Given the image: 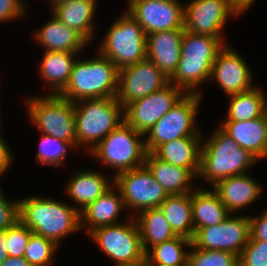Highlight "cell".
I'll use <instances>...</instances> for the list:
<instances>
[{
    "label": "cell",
    "mask_w": 267,
    "mask_h": 266,
    "mask_svg": "<svg viewBox=\"0 0 267 266\" xmlns=\"http://www.w3.org/2000/svg\"><path fill=\"white\" fill-rule=\"evenodd\" d=\"M19 220L33 234L60 247L69 234L80 232V213L73 205L52 198L28 196L19 199Z\"/></svg>",
    "instance_id": "6da1fadb"
},
{
    "label": "cell",
    "mask_w": 267,
    "mask_h": 266,
    "mask_svg": "<svg viewBox=\"0 0 267 266\" xmlns=\"http://www.w3.org/2000/svg\"><path fill=\"white\" fill-rule=\"evenodd\" d=\"M225 38L190 33L184 30L180 60L169 83L186 94H200L199 86L210 82L212 66L217 54L226 45ZM199 89V90H198Z\"/></svg>",
    "instance_id": "7a4b0ae2"
},
{
    "label": "cell",
    "mask_w": 267,
    "mask_h": 266,
    "mask_svg": "<svg viewBox=\"0 0 267 266\" xmlns=\"http://www.w3.org/2000/svg\"><path fill=\"white\" fill-rule=\"evenodd\" d=\"M257 162L254 155L217 127L202 140L197 178H203L211 188L222 179L249 173Z\"/></svg>",
    "instance_id": "3957f363"
},
{
    "label": "cell",
    "mask_w": 267,
    "mask_h": 266,
    "mask_svg": "<svg viewBox=\"0 0 267 266\" xmlns=\"http://www.w3.org/2000/svg\"><path fill=\"white\" fill-rule=\"evenodd\" d=\"M117 67L98 51L94 57H77L66 87L58 94L71 102L114 98L118 90Z\"/></svg>",
    "instance_id": "277c9868"
},
{
    "label": "cell",
    "mask_w": 267,
    "mask_h": 266,
    "mask_svg": "<svg viewBox=\"0 0 267 266\" xmlns=\"http://www.w3.org/2000/svg\"><path fill=\"white\" fill-rule=\"evenodd\" d=\"M74 113L77 149L84 147L87 153L124 122V108L116 97L74 102Z\"/></svg>",
    "instance_id": "5b68a950"
},
{
    "label": "cell",
    "mask_w": 267,
    "mask_h": 266,
    "mask_svg": "<svg viewBox=\"0 0 267 266\" xmlns=\"http://www.w3.org/2000/svg\"><path fill=\"white\" fill-rule=\"evenodd\" d=\"M144 134L135 131L125 121L101 140L90 157L113 169L118 174L144 165L146 148Z\"/></svg>",
    "instance_id": "8992f818"
},
{
    "label": "cell",
    "mask_w": 267,
    "mask_h": 266,
    "mask_svg": "<svg viewBox=\"0 0 267 266\" xmlns=\"http://www.w3.org/2000/svg\"><path fill=\"white\" fill-rule=\"evenodd\" d=\"M97 51L118 70L147 58V35L126 11L106 31Z\"/></svg>",
    "instance_id": "52a82bcc"
},
{
    "label": "cell",
    "mask_w": 267,
    "mask_h": 266,
    "mask_svg": "<svg viewBox=\"0 0 267 266\" xmlns=\"http://www.w3.org/2000/svg\"><path fill=\"white\" fill-rule=\"evenodd\" d=\"M30 122L40 133L71 143L77 150L74 103L59 95L25 97Z\"/></svg>",
    "instance_id": "ba28073f"
},
{
    "label": "cell",
    "mask_w": 267,
    "mask_h": 266,
    "mask_svg": "<svg viewBox=\"0 0 267 266\" xmlns=\"http://www.w3.org/2000/svg\"><path fill=\"white\" fill-rule=\"evenodd\" d=\"M128 220L95 228L88 235L114 266H139L145 262L139 227L133 216Z\"/></svg>",
    "instance_id": "9c48e42d"
},
{
    "label": "cell",
    "mask_w": 267,
    "mask_h": 266,
    "mask_svg": "<svg viewBox=\"0 0 267 266\" xmlns=\"http://www.w3.org/2000/svg\"><path fill=\"white\" fill-rule=\"evenodd\" d=\"M202 99L200 94H185L144 135L146 151L153 152L162 143L178 138L202 137V130L195 124Z\"/></svg>",
    "instance_id": "30bf717a"
},
{
    "label": "cell",
    "mask_w": 267,
    "mask_h": 266,
    "mask_svg": "<svg viewBox=\"0 0 267 266\" xmlns=\"http://www.w3.org/2000/svg\"><path fill=\"white\" fill-rule=\"evenodd\" d=\"M114 185L121 192L125 209L134 211L129 214L133 217L142 210L159 207L168 196L145 165L118 174Z\"/></svg>",
    "instance_id": "8fae6325"
},
{
    "label": "cell",
    "mask_w": 267,
    "mask_h": 266,
    "mask_svg": "<svg viewBox=\"0 0 267 266\" xmlns=\"http://www.w3.org/2000/svg\"><path fill=\"white\" fill-rule=\"evenodd\" d=\"M241 14L229 0H190L184 4L183 29L187 32L225 38L224 27Z\"/></svg>",
    "instance_id": "7c38bea8"
},
{
    "label": "cell",
    "mask_w": 267,
    "mask_h": 266,
    "mask_svg": "<svg viewBox=\"0 0 267 266\" xmlns=\"http://www.w3.org/2000/svg\"><path fill=\"white\" fill-rule=\"evenodd\" d=\"M249 239V215L230 214L221 224L199 228L192 245L197 249L222 250L239 256Z\"/></svg>",
    "instance_id": "4fadbf2b"
},
{
    "label": "cell",
    "mask_w": 267,
    "mask_h": 266,
    "mask_svg": "<svg viewBox=\"0 0 267 266\" xmlns=\"http://www.w3.org/2000/svg\"><path fill=\"white\" fill-rule=\"evenodd\" d=\"M169 84V78L148 58L119 70L116 100L127 104L157 92Z\"/></svg>",
    "instance_id": "5bb4252c"
},
{
    "label": "cell",
    "mask_w": 267,
    "mask_h": 266,
    "mask_svg": "<svg viewBox=\"0 0 267 266\" xmlns=\"http://www.w3.org/2000/svg\"><path fill=\"white\" fill-rule=\"evenodd\" d=\"M186 93L169 83L161 90L124 107V121L135 131L146 134Z\"/></svg>",
    "instance_id": "9a60e30c"
},
{
    "label": "cell",
    "mask_w": 267,
    "mask_h": 266,
    "mask_svg": "<svg viewBox=\"0 0 267 266\" xmlns=\"http://www.w3.org/2000/svg\"><path fill=\"white\" fill-rule=\"evenodd\" d=\"M125 9L146 35L183 29L184 5L180 0H133Z\"/></svg>",
    "instance_id": "2e32d148"
},
{
    "label": "cell",
    "mask_w": 267,
    "mask_h": 266,
    "mask_svg": "<svg viewBox=\"0 0 267 266\" xmlns=\"http://www.w3.org/2000/svg\"><path fill=\"white\" fill-rule=\"evenodd\" d=\"M253 77L251 68L240 53L226 44L217 54L210 81H216L223 93L229 96L253 89Z\"/></svg>",
    "instance_id": "e0dca14e"
},
{
    "label": "cell",
    "mask_w": 267,
    "mask_h": 266,
    "mask_svg": "<svg viewBox=\"0 0 267 266\" xmlns=\"http://www.w3.org/2000/svg\"><path fill=\"white\" fill-rule=\"evenodd\" d=\"M261 185L250 173H246L222 179L211 188L218 194L227 210L234 215L260 199L265 189Z\"/></svg>",
    "instance_id": "ac0fdd59"
},
{
    "label": "cell",
    "mask_w": 267,
    "mask_h": 266,
    "mask_svg": "<svg viewBox=\"0 0 267 266\" xmlns=\"http://www.w3.org/2000/svg\"><path fill=\"white\" fill-rule=\"evenodd\" d=\"M67 181L65 194L79 213L114 185L113 177L90 169L73 172Z\"/></svg>",
    "instance_id": "d6986e66"
},
{
    "label": "cell",
    "mask_w": 267,
    "mask_h": 266,
    "mask_svg": "<svg viewBox=\"0 0 267 266\" xmlns=\"http://www.w3.org/2000/svg\"><path fill=\"white\" fill-rule=\"evenodd\" d=\"M219 128L259 161L267 158V112L245 122L222 121Z\"/></svg>",
    "instance_id": "ffe728a7"
},
{
    "label": "cell",
    "mask_w": 267,
    "mask_h": 266,
    "mask_svg": "<svg viewBox=\"0 0 267 266\" xmlns=\"http://www.w3.org/2000/svg\"><path fill=\"white\" fill-rule=\"evenodd\" d=\"M125 209L120 190L113 185L80 212V228L88 235L95 228L120 223ZM120 221V222H119Z\"/></svg>",
    "instance_id": "44dd1931"
},
{
    "label": "cell",
    "mask_w": 267,
    "mask_h": 266,
    "mask_svg": "<svg viewBox=\"0 0 267 266\" xmlns=\"http://www.w3.org/2000/svg\"><path fill=\"white\" fill-rule=\"evenodd\" d=\"M184 29L159 31L147 35V58L168 78L177 69Z\"/></svg>",
    "instance_id": "7402d4cb"
},
{
    "label": "cell",
    "mask_w": 267,
    "mask_h": 266,
    "mask_svg": "<svg viewBox=\"0 0 267 266\" xmlns=\"http://www.w3.org/2000/svg\"><path fill=\"white\" fill-rule=\"evenodd\" d=\"M97 3L98 0H69L54 6L51 13L89 44L96 31Z\"/></svg>",
    "instance_id": "603a6c76"
},
{
    "label": "cell",
    "mask_w": 267,
    "mask_h": 266,
    "mask_svg": "<svg viewBox=\"0 0 267 266\" xmlns=\"http://www.w3.org/2000/svg\"><path fill=\"white\" fill-rule=\"evenodd\" d=\"M51 17L34 34V41L44 51L82 52L89 44L72 28ZM87 45V46H86Z\"/></svg>",
    "instance_id": "cb8c5ba5"
},
{
    "label": "cell",
    "mask_w": 267,
    "mask_h": 266,
    "mask_svg": "<svg viewBox=\"0 0 267 266\" xmlns=\"http://www.w3.org/2000/svg\"><path fill=\"white\" fill-rule=\"evenodd\" d=\"M144 165L167 195L191 193L196 189L193 180L197 178L188 169L162 161L152 152L146 153Z\"/></svg>",
    "instance_id": "d4e9b609"
},
{
    "label": "cell",
    "mask_w": 267,
    "mask_h": 266,
    "mask_svg": "<svg viewBox=\"0 0 267 266\" xmlns=\"http://www.w3.org/2000/svg\"><path fill=\"white\" fill-rule=\"evenodd\" d=\"M203 137H183L162 143L152 153L162 161L188 169L196 178Z\"/></svg>",
    "instance_id": "484cf974"
},
{
    "label": "cell",
    "mask_w": 267,
    "mask_h": 266,
    "mask_svg": "<svg viewBox=\"0 0 267 266\" xmlns=\"http://www.w3.org/2000/svg\"><path fill=\"white\" fill-rule=\"evenodd\" d=\"M43 53V59L39 61V75L50 89L47 93L58 95L69 81L72 67L77 59L75 57L82 52L44 51Z\"/></svg>",
    "instance_id": "4316f807"
},
{
    "label": "cell",
    "mask_w": 267,
    "mask_h": 266,
    "mask_svg": "<svg viewBox=\"0 0 267 266\" xmlns=\"http://www.w3.org/2000/svg\"><path fill=\"white\" fill-rule=\"evenodd\" d=\"M191 201L195 232L202 227L221 224L231 214L212 188L197 187L191 192Z\"/></svg>",
    "instance_id": "83f0119b"
},
{
    "label": "cell",
    "mask_w": 267,
    "mask_h": 266,
    "mask_svg": "<svg viewBox=\"0 0 267 266\" xmlns=\"http://www.w3.org/2000/svg\"><path fill=\"white\" fill-rule=\"evenodd\" d=\"M159 208L177 236L193 239L195 230L191 193L168 195Z\"/></svg>",
    "instance_id": "f1b7e54d"
},
{
    "label": "cell",
    "mask_w": 267,
    "mask_h": 266,
    "mask_svg": "<svg viewBox=\"0 0 267 266\" xmlns=\"http://www.w3.org/2000/svg\"><path fill=\"white\" fill-rule=\"evenodd\" d=\"M260 86L253 89L229 95L226 118L224 121H247L261 117L267 112V97Z\"/></svg>",
    "instance_id": "f546056e"
},
{
    "label": "cell",
    "mask_w": 267,
    "mask_h": 266,
    "mask_svg": "<svg viewBox=\"0 0 267 266\" xmlns=\"http://www.w3.org/2000/svg\"><path fill=\"white\" fill-rule=\"evenodd\" d=\"M134 218L139 227L145 253L151 247L177 236L159 207L142 210Z\"/></svg>",
    "instance_id": "4dcf8cb0"
},
{
    "label": "cell",
    "mask_w": 267,
    "mask_h": 266,
    "mask_svg": "<svg viewBox=\"0 0 267 266\" xmlns=\"http://www.w3.org/2000/svg\"><path fill=\"white\" fill-rule=\"evenodd\" d=\"M192 240L176 236L171 240L151 247L145 253L144 264H159L167 266H187L189 249Z\"/></svg>",
    "instance_id": "1f68e13d"
},
{
    "label": "cell",
    "mask_w": 267,
    "mask_h": 266,
    "mask_svg": "<svg viewBox=\"0 0 267 266\" xmlns=\"http://www.w3.org/2000/svg\"><path fill=\"white\" fill-rule=\"evenodd\" d=\"M41 140L39 141V149L36 153L35 159L40 165H48L51 168H58L63 166L66 156H68V150L76 151L75 147L71 143L59 140L54 136H49L40 133Z\"/></svg>",
    "instance_id": "d6a6232c"
},
{
    "label": "cell",
    "mask_w": 267,
    "mask_h": 266,
    "mask_svg": "<svg viewBox=\"0 0 267 266\" xmlns=\"http://www.w3.org/2000/svg\"><path fill=\"white\" fill-rule=\"evenodd\" d=\"M60 247L52 240L32 234L25 248L24 258L30 266H53L55 254Z\"/></svg>",
    "instance_id": "836d02e7"
},
{
    "label": "cell",
    "mask_w": 267,
    "mask_h": 266,
    "mask_svg": "<svg viewBox=\"0 0 267 266\" xmlns=\"http://www.w3.org/2000/svg\"><path fill=\"white\" fill-rule=\"evenodd\" d=\"M187 266H239L238 256L228 251L189 248Z\"/></svg>",
    "instance_id": "e575fe53"
},
{
    "label": "cell",
    "mask_w": 267,
    "mask_h": 266,
    "mask_svg": "<svg viewBox=\"0 0 267 266\" xmlns=\"http://www.w3.org/2000/svg\"><path fill=\"white\" fill-rule=\"evenodd\" d=\"M33 232L20 220L6 230L7 254L9 257H23Z\"/></svg>",
    "instance_id": "d590c367"
},
{
    "label": "cell",
    "mask_w": 267,
    "mask_h": 266,
    "mask_svg": "<svg viewBox=\"0 0 267 266\" xmlns=\"http://www.w3.org/2000/svg\"><path fill=\"white\" fill-rule=\"evenodd\" d=\"M239 266H267V241L249 239L238 256Z\"/></svg>",
    "instance_id": "8d00e7d4"
},
{
    "label": "cell",
    "mask_w": 267,
    "mask_h": 266,
    "mask_svg": "<svg viewBox=\"0 0 267 266\" xmlns=\"http://www.w3.org/2000/svg\"><path fill=\"white\" fill-rule=\"evenodd\" d=\"M1 185V184H0ZM19 220V199L9 200L0 186V231H6Z\"/></svg>",
    "instance_id": "74e56055"
},
{
    "label": "cell",
    "mask_w": 267,
    "mask_h": 266,
    "mask_svg": "<svg viewBox=\"0 0 267 266\" xmlns=\"http://www.w3.org/2000/svg\"><path fill=\"white\" fill-rule=\"evenodd\" d=\"M26 6L23 0H0V23L23 19L28 14Z\"/></svg>",
    "instance_id": "f35d334b"
},
{
    "label": "cell",
    "mask_w": 267,
    "mask_h": 266,
    "mask_svg": "<svg viewBox=\"0 0 267 266\" xmlns=\"http://www.w3.org/2000/svg\"><path fill=\"white\" fill-rule=\"evenodd\" d=\"M250 239L267 241V209L261 214L249 216Z\"/></svg>",
    "instance_id": "ab89813d"
},
{
    "label": "cell",
    "mask_w": 267,
    "mask_h": 266,
    "mask_svg": "<svg viewBox=\"0 0 267 266\" xmlns=\"http://www.w3.org/2000/svg\"><path fill=\"white\" fill-rule=\"evenodd\" d=\"M2 135L0 134V176L6 173L9 170L8 168H11L15 155Z\"/></svg>",
    "instance_id": "60d3db41"
},
{
    "label": "cell",
    "mask_w": 267,
    "mask_h": 266,
    "mask_svg": "<svg viewBox=\"0 0 267 266\" xmlns=\"http://www.w3.org/2000/svg\"><path fill=\"white\" fill-rule=\"evenodd\" d=\"M232 6L241 14L248 11L256 0H229ZM248 9V10H247Z\"/></svg>",
    "instance_id": "b9f144b4"
},
{
    "label": "cell",
    "mask_w": 267,
    "mask_h": 266,
    "mask_svg": "<svg viewBox=\"0 0 267 266\" xmlns=\"http://www.w3.org/2000/svg\"><path fill=\"white\" fill-rule=\"evenodd\" d=\"M0 266H30L24 257H7Z\"/></svg>",
    "instance_id": "7bdbcfd3"
},
{
    "label": "cell",
    "mask_w": 267,
    "mask_h": 266,
    "mask_svg": "<svg viewBox=\"0 0 267 266\" xmlns=\"http://www.w3.org/2000/svg\"><path fill=\"white\" fill-rule=\"evenodd\" d=\"M6 231H0V265L8 257Z\"/></svg>",
    "instance_id": "ee69618b"
},
{
    "label": "cell",
    "mask_w": 267,
    "mask_h": 266,
    "mask_svg": "<svg viewBox=\"0 0 267 266\" xmlns=\"http://www.w3.org/2000/svg\"><path fill=\"white\" fill-rule=\"evenodd\" d=\"M48 1H50L49 3H50V6H51V9H52L57 4H60V3H63V2L69 1V0H48Z\"/></svg>",
    "instance_id": "f6af8a7d"
},
{
    "label": "cell",
    "mask_w": 267,
    "mask_h": 266,
    "mask_svg": "<svg viewBox=\"0 0 267 266\" xmlns=\"http://www.w3.org/2000/svg\"><path fill=\"white\" fill-rule=\"evenodd\" d=\"M146 266H167V265H159V264H145Z\"/></svg>",
    "instance_id": "bcb514c9"
},
{
    "label": "cell",
    "mask_w": 267,
    "mask_h": 266,
    "mask_svg": "<svg viewBox=\"0 0 267 266\" xmlns=\"http://www.w3.org/2000/svg\"><path fill=\"white\" fill-rule=\"evenodd\" d=\"M1 94V93H0ZM1 96V95H0ZM0 99H1V97H0ZM1 101V100H0ZM1 103V102H0ZM0 109H1V106H0ZM1 110H0V122H1ZM2 124L0 123V126H1ZM1 132V131H0ZM1 134V133H0Z\"/></svg>",
    "instance_id": "7dc6e473"
}]
</instances>
